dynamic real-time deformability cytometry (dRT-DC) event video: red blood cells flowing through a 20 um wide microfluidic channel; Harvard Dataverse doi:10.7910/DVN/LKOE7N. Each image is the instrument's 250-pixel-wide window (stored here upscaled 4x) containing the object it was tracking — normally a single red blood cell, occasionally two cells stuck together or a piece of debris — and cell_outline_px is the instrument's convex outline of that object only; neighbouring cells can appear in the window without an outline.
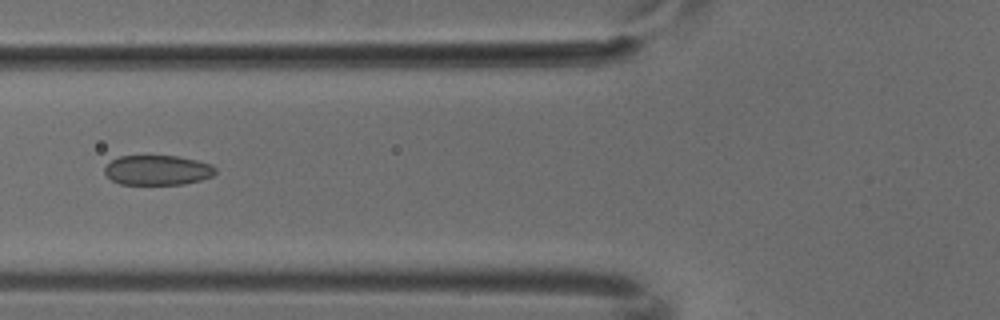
{"species": "common noctule bat (a hibernating species)", "species_latin": "Nyctalus noctula", "temperature_condition": "cold", "stored_images_in_passage": 3, "camera_frame_rate_fps": 3000, "um_per_image_px": 0.085, "animal": {"sex": "male", "body_mass_g": 18.8}, "frame": {"image": 1, "passage_image": 3, "time_ms": 0.667, "image_size_px": [1000, 320], "cell_outline_px": [[216, 172], [212, 176], [200, 180], [184, 184], [120, 184], [112, 180], [104, 172], [104, 168], [112, 160], [120, 156], [176, 156], [196, 160], [212, 164], [216, 168]], "centroid_in_image_um": [13.41, 14.46], "position_along_channel_um": 112.4, "area_um2": 19.19}}